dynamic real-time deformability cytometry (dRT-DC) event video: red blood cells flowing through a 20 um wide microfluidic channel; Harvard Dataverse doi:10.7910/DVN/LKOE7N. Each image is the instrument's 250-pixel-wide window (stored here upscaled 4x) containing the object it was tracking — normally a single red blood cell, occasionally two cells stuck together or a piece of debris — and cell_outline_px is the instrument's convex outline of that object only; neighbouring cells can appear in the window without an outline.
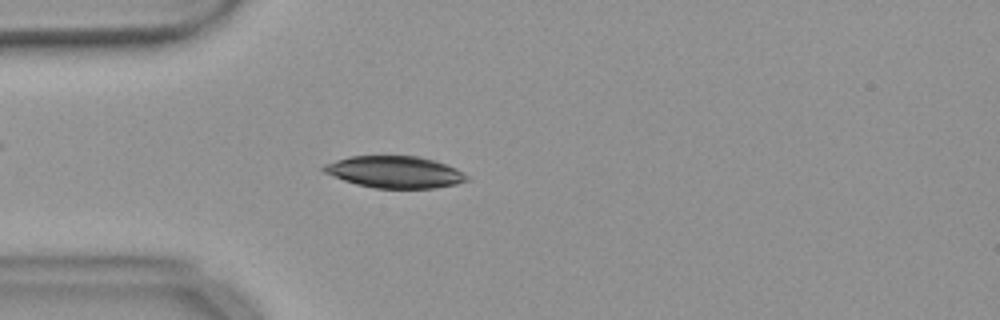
{"species": "common noctule bat (a hibernating species)", "species_latin": "Nyctalus noctula", "temperature_condition": "warm", "stored_images_in_passage": 54, "camera_frame_rate_fps": 3000, "um_per_image_px": 0.085, "animal": {"sex": "female", "body_mass_g": 18.4}, "frame": {"image": 1, "passage_image": 14, "time_ms": 4.333, "image_size_px": [1000, 320], "cell_outline_px": [[468, 180], [456, 184], [436, 188], [376, 188], [356, 184], [332, 176], [324, 172], [320, 168], [324, 164], [348, 156], [416, 156], [432, 160], [456, 168], [468, 176]], "centroid_in_image_um": [33.52, 14.62], "position_along_channel_um": 51.5, "area_um2": 26.41}}
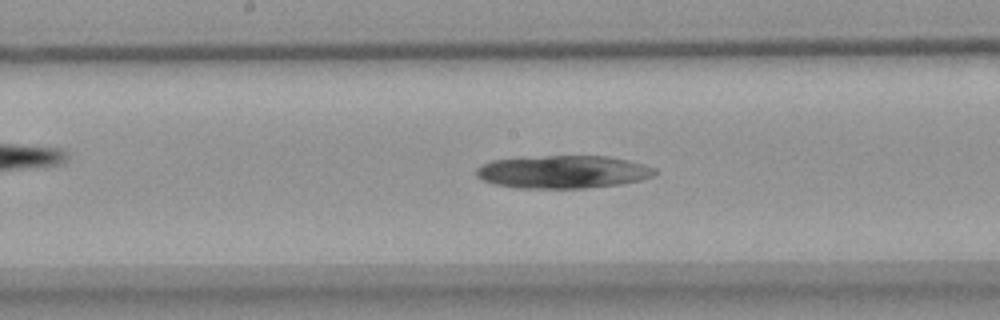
{"frame": {"image": 2, "passage_image": 27, "time_ms": 8.667, "image_size_px": [1000, 320], "cell_outline_px": [[656, 172], [652, 176], [640, 180], [620, 184], [588, 188], [512, 188], [496, 184], [484, 180], [476, 176], [476, 168], [492, 160], [544, 156], [608, 156], [628, 160], [644, 164], [656, 168]], "centroid_in_image_um": [47.87, 14.61], "position_along_channel_um": 200.3, "area_um2": 34.16}}